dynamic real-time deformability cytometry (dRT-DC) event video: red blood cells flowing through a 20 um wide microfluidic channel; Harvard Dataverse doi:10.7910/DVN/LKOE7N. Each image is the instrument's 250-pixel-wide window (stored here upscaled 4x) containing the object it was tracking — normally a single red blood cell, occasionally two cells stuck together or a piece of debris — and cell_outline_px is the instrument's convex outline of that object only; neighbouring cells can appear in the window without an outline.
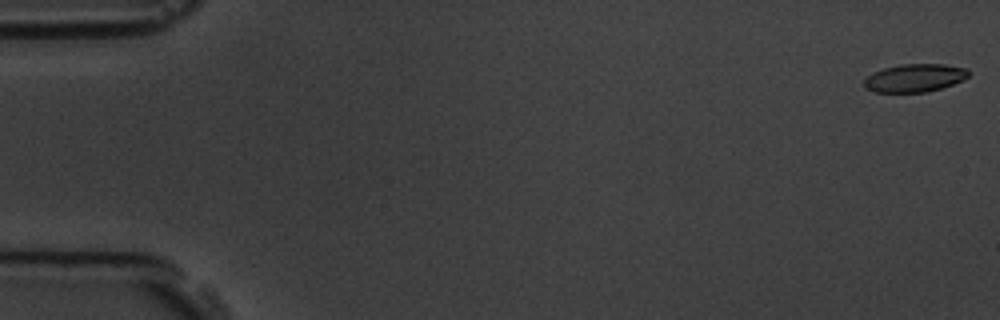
{"species": "common noctule bat (a hibernating species)", "species_latin": "Nyctalus noctula", "temperature_condition": "room temperature", "stored_images_in_passage": 7, "camera_frame_rate_fps": 3000, "um_per_image_px": 0.085, "animal": {"sex": "male", "body_mass_g": 19.5, "forearm_length_mm": 54.6}, "frame": {"image": 1, "passage_image": 1, "time_ms": 0.0, "image_size_px": [1000, 320], "cell_outline_px": [[968, 76], [952, 84], [928, 92], [876, 92], [864, 88], [864, 80], [872, 72], [884, 68], [900, 64], [944, 64], [968, 68]], "centroid_in_image_um": [77.72, 6.62], "position_along_channel_um": 7.3, "area_um2": 16.99}}
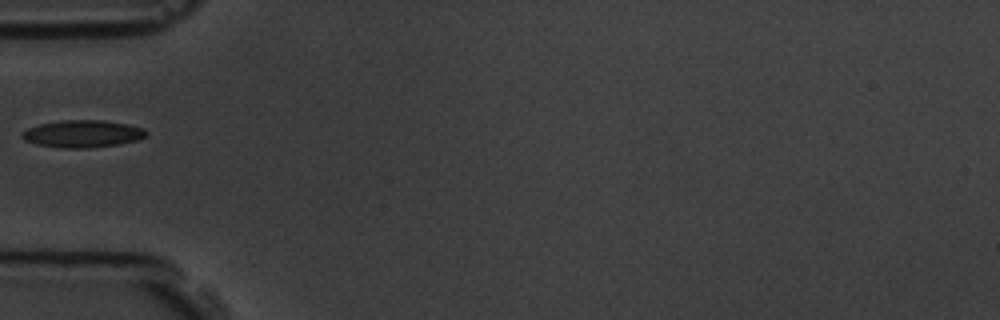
{"frame": {"image": 2, "passage_image": 6, "time_ms": 6.0, "image_size_px": [1000, 320], "cell_outline_px": [[148, 132], [144, 136], [136, 140], [120, 144], [88, 148], [64, 148], [36, 144], [24, 140], [20, 136], [20, 132], [28, 128], [40, 124], [64, 120], [104, 120], [128, 124], [144, 128]], "centroid_in_image_um": [7.0, 11.37], "position_along_channel_um": 78.0, "area_um2": 19.77}}
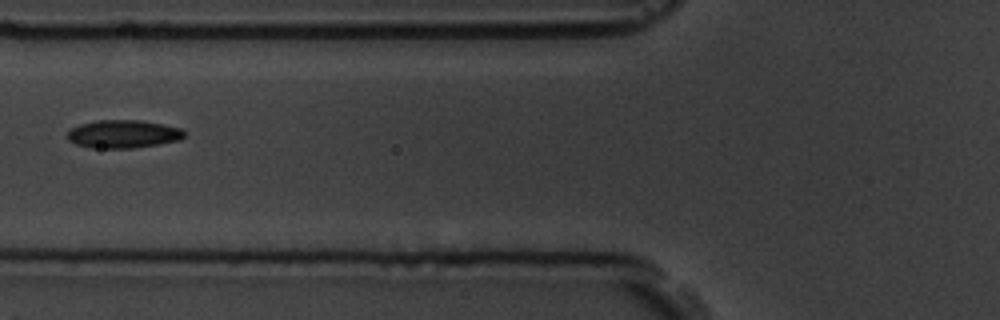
{"frame": {"image": 3, "passage_image": 7, "time_ms": 7.0, "image_size_px": [1000, 320], "cell_outline_px": [[184, 136], [180, 140], [132, 148], [92, 148], [76, 144], [68, 140], [68, 132], [72, 128], [80, 124], [96, 120], [140, 120], [164, 124], [180, 128], [184, 132]], "centroid_in_image_um": [10.46, 11.38], "position_along_channel_um": 115.3, "area_um2": 19.02}}